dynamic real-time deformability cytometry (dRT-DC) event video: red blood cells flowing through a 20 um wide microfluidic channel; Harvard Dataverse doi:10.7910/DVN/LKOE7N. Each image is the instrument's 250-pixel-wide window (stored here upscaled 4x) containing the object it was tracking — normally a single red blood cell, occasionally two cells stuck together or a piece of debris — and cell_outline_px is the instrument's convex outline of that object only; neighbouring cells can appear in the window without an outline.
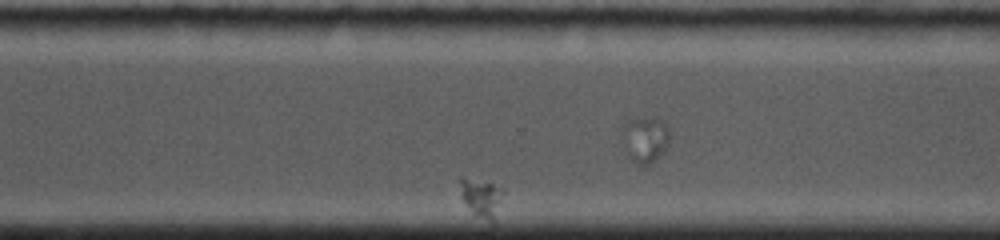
{"species": "common noctule bat (a hibernating species)", "species_latin": "Nyctalus noctula", "temperature_condition": "cold", "stored_images_in_passage": 53, "segment_of_instrument_passage": [3, 3], "camera_frame_rate_fps": 5000, "um_per_image_px": 0.085, "animal": {"sex": "female", "body_mass_g": 19.0, "forearm_length_mm": 53.3}, "frame": {"image": 1, "passage_image": 46, "time_ms": 15.0, "image_size_px": [1000, 240], "cell_outline_px": [[504, 192], [496, 224], [492, 224], [472, 212], [460, 196], [456, 180], [460, 176], [492, 184], [504, 188]], "centroid_in_image_um": [40.92, 16.82], "position_along_channel_um": 329.7, "area_um2": 10.23}}
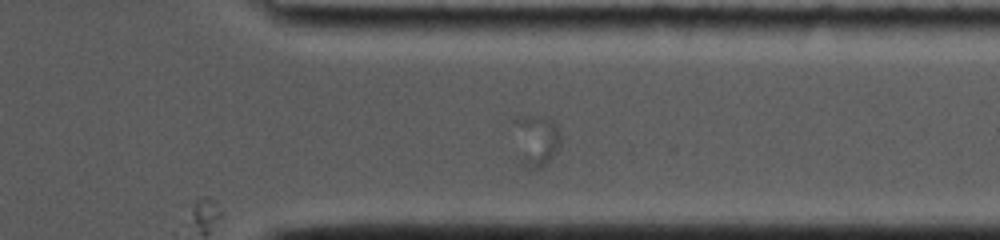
{"frame": {"image": 2, "passage_image": 53, "time_ms": 17.4, "image_size_px": [1000, 240], "cell_outline_px": [[560, 144], [556, 152], [540, 168], [528, 168], [516, 164], [512, 120], [516, 116], [544, 116], [552, 120], [556, 124], [560, 132]], "centroid_in_image_um": [45.46, 11.93], "position_along_channel_um": 365.9, "area_um2": 14.91}}